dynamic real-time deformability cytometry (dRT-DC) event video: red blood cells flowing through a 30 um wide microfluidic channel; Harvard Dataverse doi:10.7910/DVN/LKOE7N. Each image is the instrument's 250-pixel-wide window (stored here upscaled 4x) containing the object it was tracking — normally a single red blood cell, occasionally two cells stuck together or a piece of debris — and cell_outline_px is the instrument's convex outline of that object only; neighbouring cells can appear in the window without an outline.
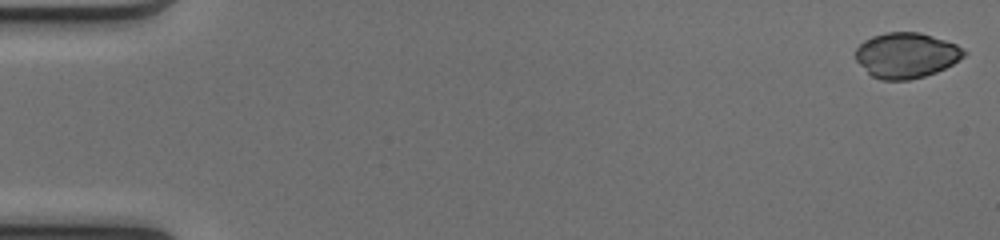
{"species": "common noctule bat (a hibernating species)", "species_latin": "Nyctalus noctula", "temperature_condition": "cold", "stored_images_in_passage": 50, "camera_frame_rate_fps": 3000, "um_per_image_px": 0.085, "animal": {"sex": "female", "body_mass_g": 17.0, "forearm_length_mm": 48.0}, "frame": {"image": 1, "passage_image": 1, "time_ms": 0.0, "image_size_px": [1000, 240], "cell_outline_px": [[968, 52], [964, 56], [952, 64], [936, 72], [924, 76], [908, 80], [880, 80], [872, 76], [856, 60], [856, 48], [864, 40], [872, 36], [888, 32], [920, 32], [956, 44]], "centroid_in_image_um": [77.03, 4.7], "position_along_channel_um": 8.0, "area_um2": 28.5}}
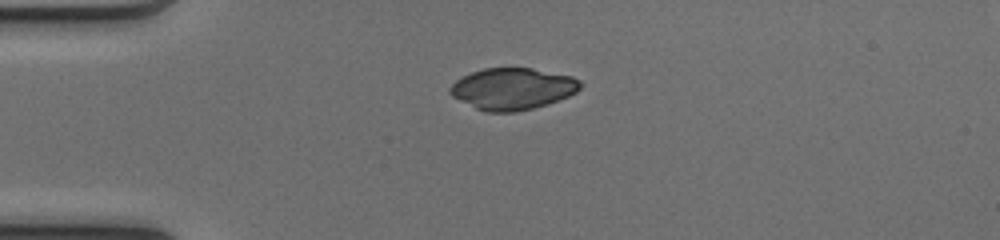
{"frame": {"image": 2, "passage_image": 13, "time_ms": 4.0, "image_size_px": [1000, 240], "cell_outline_px": [[584, 84], [576, 92], [568, 96], [532, 108], [512, 112], [488, 112], [476, 108], [452, 96], [448, 92], [448, 88], [456, 80], [472, 72], [484, 68], [532, 68], [572, 76], [580, 80]], "centroid_in_image_um": [43.57, 7.53], "position_along_channel_um": 41.4, "area_um2": 31.33}}
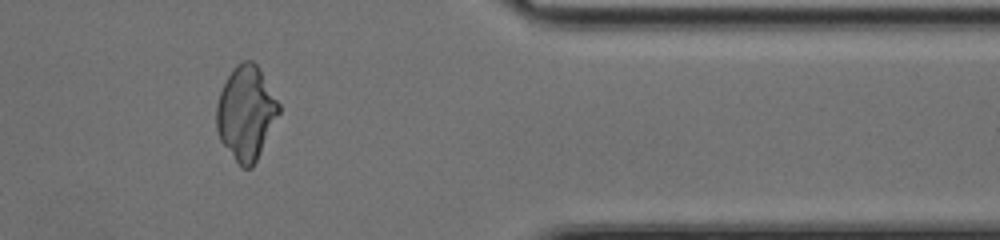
{"frame": {"image": 3, "passage_image": 42, "time_ms": 13.667, "image_size_px": [1000, 240], "cell_outline_px": [[280, 112], [252, 168], [240, 168], [220, 140], [216, 128], [216, 104], [220, 92], [232, 68], [236, 64], [244, 60], [252, 60], [260, 68], [280, 104]], "centroid_in_image_um": [20.9, 9.59], "position_along_channel_um": 390.5, "area_um2": 34.16}}